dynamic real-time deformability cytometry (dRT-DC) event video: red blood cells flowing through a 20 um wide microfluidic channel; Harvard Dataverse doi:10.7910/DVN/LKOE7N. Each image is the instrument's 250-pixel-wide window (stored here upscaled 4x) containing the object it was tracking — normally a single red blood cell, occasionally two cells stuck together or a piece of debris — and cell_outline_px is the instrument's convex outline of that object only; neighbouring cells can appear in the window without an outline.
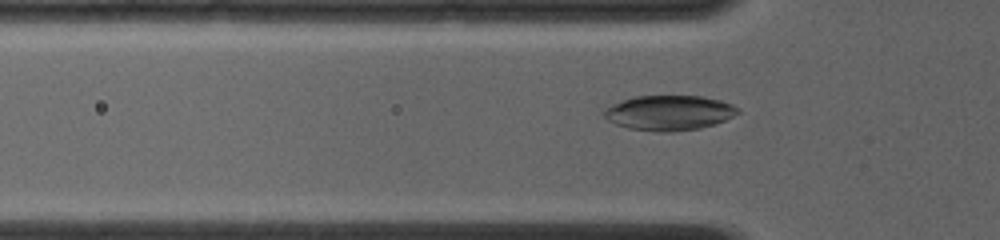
{"species": "common noctule bat (a hibernating species)", "species_latin": "Nyctalus noctula", "temperature_condition": "room temperature", "stored_images_in_passage": 39, "camera_frame_rate_fps": 4000, "um_per_image_px": 0.085, "animal": {"sex": "female", "body_mass_g": 19.0, "forearm_length_mm": 56.7}, "frame": {"image": 1, "passage_image": 8, "time_ms": 2.5, "image_size_px": [1000, 240], "cell_outline_px": [[740, 112], [716, 124], [700, 128], [672, 132], [656, 132], [628, 128], [616, 124], [608, 120], [604, 116], [604, 108], [612, 104], [636, 96], [704, 96], [720, 100], [732, 104]], "centroid_in_image_um": [56.87, 9.59], "position_along_channel_um": 68.9, "area_um2": 27.22}}
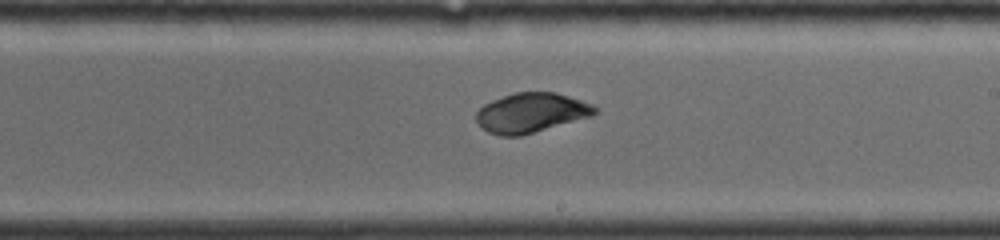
{"frame": {"image": 2, "passage_image": 22, "time_ms": 6.75, "image_size_px": [1000, 240], "cell_outline_px": [[600, 112], [592, 116], [520, 136], [500, 136], [488, 132], [476, 120], [476, 112], [484, 104], [492, 100], [516, 92], [556, 92], [592, 104], [600, 108]], "centroid_in_image_um": [45.18, 9.58], "position_along_channel_um": 243.8, "area_um2": 27.34}}
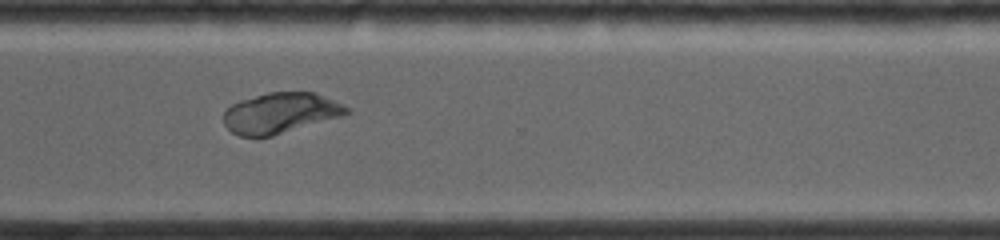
{"frame": {"image": 3, "passage_image": 38, "time_ms": 9.25, "image_size_px": [1000, 240], "cell_outline_px": [[352, 112], [340, 116], [272, 136], [240, 136], [232, 132], [224, 124], [224, 112], [232, 104], [240, 100], [268, 92], [316, 92], [352, 108]], "centroid_in_image_um": [23.86, 9.59], "position_along_channel_um": 346.7, "area_um2": 28.9}}